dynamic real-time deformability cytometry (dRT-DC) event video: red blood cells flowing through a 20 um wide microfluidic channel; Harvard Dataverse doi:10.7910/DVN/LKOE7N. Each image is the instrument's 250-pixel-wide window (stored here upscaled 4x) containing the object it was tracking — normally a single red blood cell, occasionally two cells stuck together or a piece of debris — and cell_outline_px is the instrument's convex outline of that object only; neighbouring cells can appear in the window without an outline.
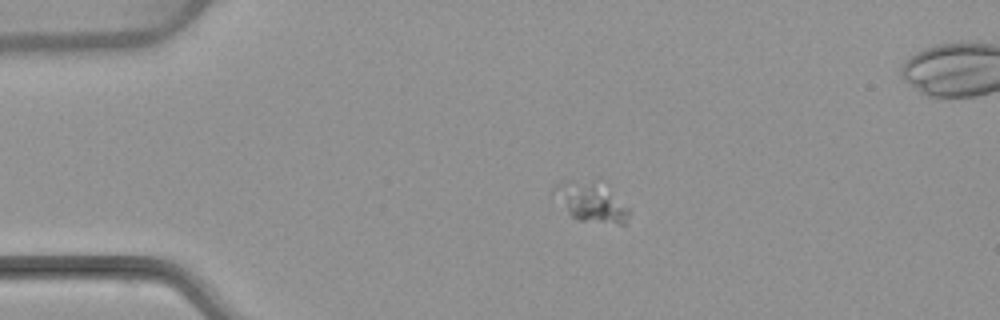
{"species": "common noctule bat (a hibernating species)", "species_latin": "Nyctalus noctula", "temperature_condition": "warm", "stored_images_in_passage": 6, "segment_of_instrument_passage": [2, 2], "camera_frame_rate_fps": 3000, "um_per_image_px": 0.085, "animal": {"sex": "female", "body_mass_g": 22.7, "forearm_length_mm": 54.2}, "frame": {"image": 1, "passage_image": 4, "time_ms": 4.0, "image_size_px": [1000, 320], "cell_outline_px": [[632, 212], [624, 224], [620, 224], [580, 220], [572, 216], [568, 212], [568, 196], [592, 184], [628, 208]], "centroid_in_image_um": [50.74, 17.57], "position_along_channel_um": 34.3, "area_um2": 12.02}}